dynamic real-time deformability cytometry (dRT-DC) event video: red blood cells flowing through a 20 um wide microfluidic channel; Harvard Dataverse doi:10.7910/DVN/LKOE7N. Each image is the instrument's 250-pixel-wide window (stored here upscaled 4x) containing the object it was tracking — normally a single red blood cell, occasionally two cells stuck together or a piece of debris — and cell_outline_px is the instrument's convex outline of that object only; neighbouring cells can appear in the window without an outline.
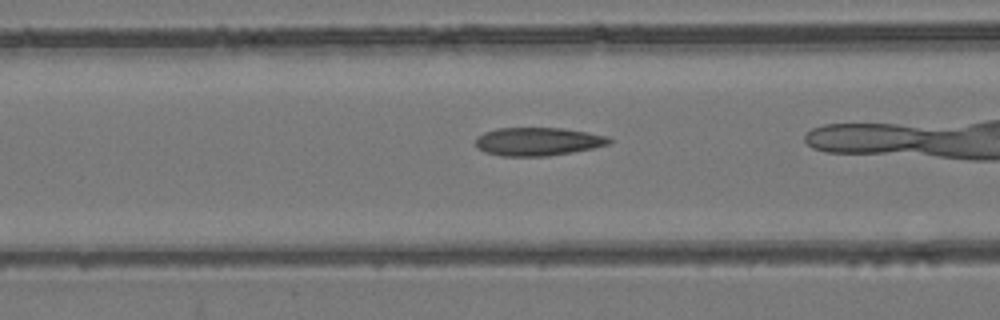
{"species": "common noctule bat (a hibernating species)", "species_latin": "Nyctalus noctula", "temperature_condition": "room temperature", "stored_images_in_passage": 33, "camera_frame_rate_fps": 3000, "um_per_image_px": 0.085, "animal": {"sex": "female", "body_mass_g": 24.6, "forearm_length_mm": 56.2}, "frame": {"image": 1, "passage_image": 12, "time_ms": 3.667, "image_size_px": [1000, 320], "cell_outline_px": [[612, 140], [608, 144], [592, 148], [572, 152], [548, 156], [504, 156], [488, 152], [480, 148], [476, 144], [476, 136], [484, 132], [496, 128], [564, 128], [608, 136]], "centroid_in_image_um": [45.73, 12.02], "position_along_channel_um": 120.9, "area_um2": 21.79}}
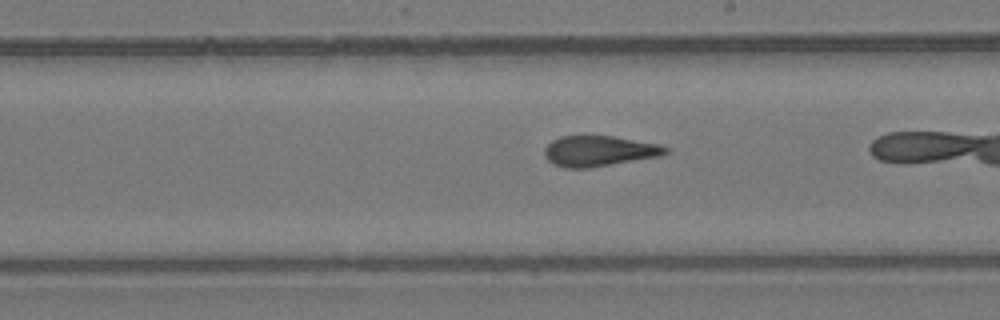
{"frame": {"image": 2, "passage_image": 21, "time_ms": 6.667, "image_size_px": [1000, 320], "cell_outline_px": [[668, 152], [660, 156], [584, 168], [568, 168], [556, 164], [548, 160], [544, 152], [544, 148], [552, 140], [560, 136], [612, 136], [660, 144], [668, 148]], "centroid_in_image_um": [50.92, 12.82], "position_along_channel_um": 238.1, "area_um2": 21.15}}
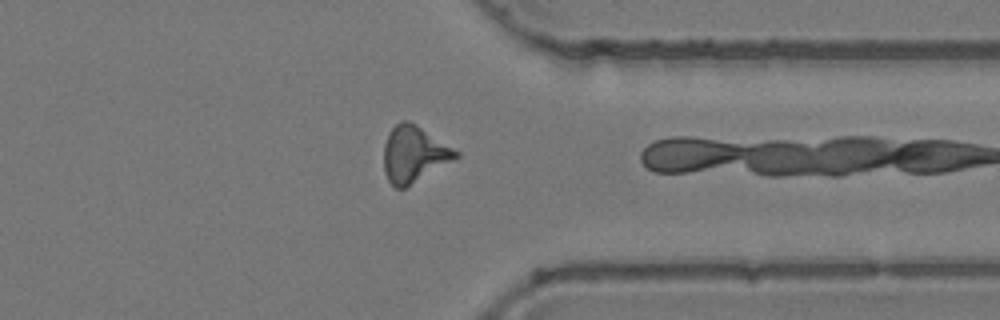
{"frame": {"image": 3, "passage_image": 32, "time_ms": 10.333, "image_size_px": [1000, 320], "cell_outline_px": [[460, 156], [404, 188], [396, 188], [388, 180], [384, 172], [384, 144], [388, 132], [400, 120], [408, 120], [416, 124], [460, 152]], "centroid_in_image_um": [35.17, 13.08], "position_along_channel_um": 376.2, "area_um2": 23.41}}